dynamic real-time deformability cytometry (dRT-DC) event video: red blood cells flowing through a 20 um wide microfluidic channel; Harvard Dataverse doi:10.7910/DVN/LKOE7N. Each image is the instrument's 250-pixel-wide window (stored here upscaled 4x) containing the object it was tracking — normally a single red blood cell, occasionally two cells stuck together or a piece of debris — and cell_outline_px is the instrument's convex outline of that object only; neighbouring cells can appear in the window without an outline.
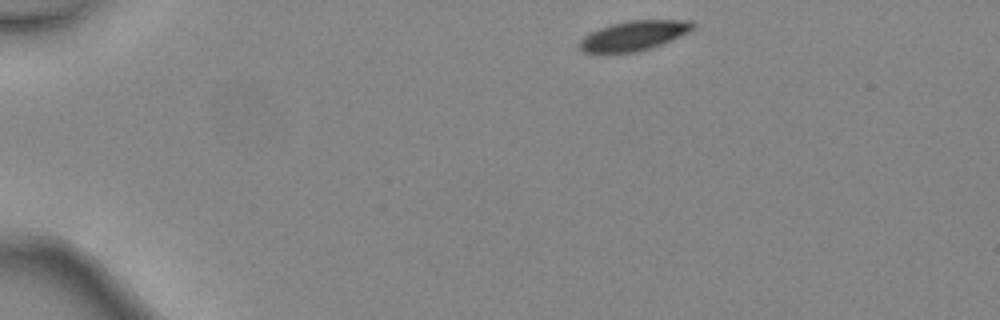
{"species": "common noctule bat (a hibernating species)", "species_latin": "Nyctalus noctula", "temperature_condition": "warm", "stored_images_in_passage": 38, "camera_frame_rate_fps": 3000, "um_per_image_px": 0.085, "animal": {"sex": "female", "body_mass_g": 24.6, "forearm_length_mm": 56.2}, "frame": {"image": 1, "passage_image": 1, "time_ms": 0.0, "image_size_px": [1000, 320], "cell_outline_px": [[696, 24], [688, 32], [680, 36], [640, 52], [584, 52], [576, 44], [584, 36], [600, 28], [612, 24], [628, 20], [688, 20]], "centroid_in_image_um": [53.86, 3.02], "position_along_channel_um": 31.1, "area_um2": 19.36}}
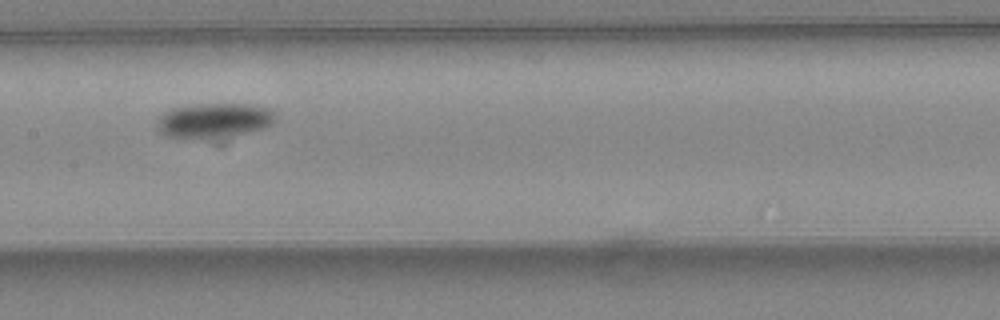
{"frame": {"image": 2, "passage_image": 17, "time_ms": 5.333, "image_size_px": [1000, 320], "cell_outline_px": [[276, 120], [268, 128], [248, 132], [200, 140], [180, 140], [164, 136], [156, 128], [156, 120], [164, 112], [172, 108], [196, 104], [244, 104], [264, 108], [272, 112], [276, 116]], "centroid_in_image_um": [18.09, 10.28], "position_along_channel_um": 189.3, "area_um2": 24.45}}
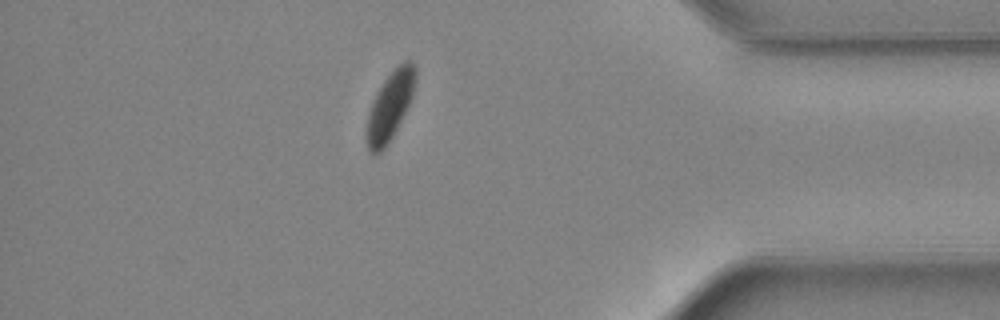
{"frame": {"image": 3, "passage_image": 33, "time_ms": 10.667, "image_size_px": [1000, 320], "cell_outline_px": [[416, 80], [412, 96], [392, 136], [384, 148], [380, 152], [372, 156], [368, 152], [364, 136], [368, 112], [384, 80], [404, 60], [412, 60], [416, 68]], "centroid_in_image_um": [33.11, 9.05], "position_along_channel_um": 402.1, "area_um2": 19.25}, "authors_computed_cell_mechanics": {"area_um2": 22.0218, "velocity_mm_per_s": 4.5227, "shape_relaxation_time_tau1_ms": 1.8571, "shape_relaxation_time_tau2_ms": null, "deformation_change_tau1": 0.0987, "deformation_change_tau2": null}}